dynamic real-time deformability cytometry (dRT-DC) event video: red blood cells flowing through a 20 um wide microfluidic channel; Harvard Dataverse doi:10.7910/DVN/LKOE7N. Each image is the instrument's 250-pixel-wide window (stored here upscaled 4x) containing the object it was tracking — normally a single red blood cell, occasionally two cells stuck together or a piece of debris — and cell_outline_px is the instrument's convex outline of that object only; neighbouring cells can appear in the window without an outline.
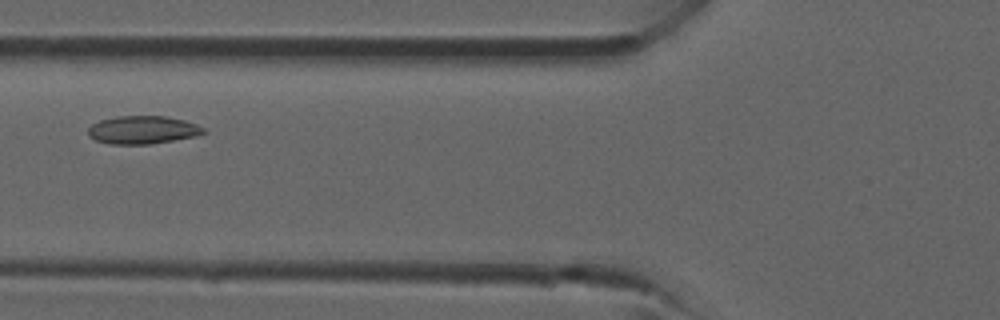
{"species": "common noctule bat (a hibernating species)", "species_latin": "Nyctalus noctula", "temperature_condition": "room temperature", "stored_images_in_passage": 35, "camera_frame_rate_fps": 3000, "um_per_image_px": 0.085, "animal": {"sex": "male", "forearm_length_mm": 52.5}, "frame": {"image": 1, "passage_image": 10, "time_ms": 3.0, "image_size_px": [1000, 320], "cell_outline_px": [[208, 132], [196, 136], [148, 144], [108, 144], [96, 140], [88, 136], [88, 128], [92, 124], [100, 120], [116, 116], [168, 116], [184, 120], [196, 124], [204, 128]], "centroid_in_image_um": [12.12, 11.03], "position_along_channel_um": 113.7, "area_um2": 18.9}}
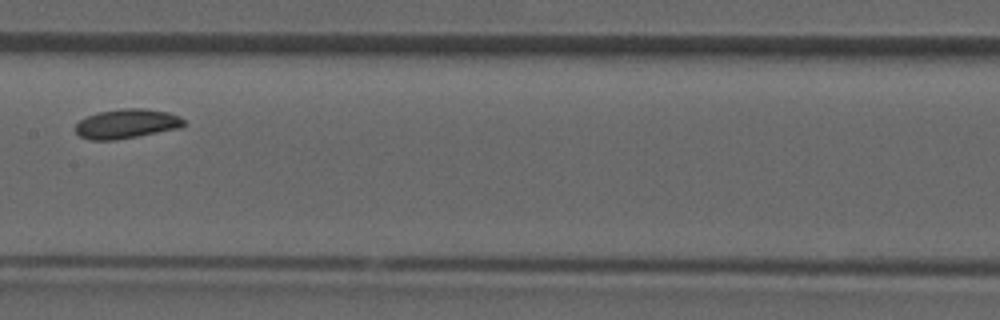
{"frame": {"image": 2, "passage_image": 15, "time_ms": 4.667, "image_size_px": [1000, 320], "cell_outline_px": [[184, 124], [180, 128], [116, 140], [88, 140], [80, 136], [76, 132], [76, 124], [80, 120], [96, 112], [120, 108], [144, 108], [168, 112], [180, 116], [184, 120]], "centroid_in_image_um": [10.76, 10.51], "position_along_channel_um": 196.6, "area_um2": 18.67}}
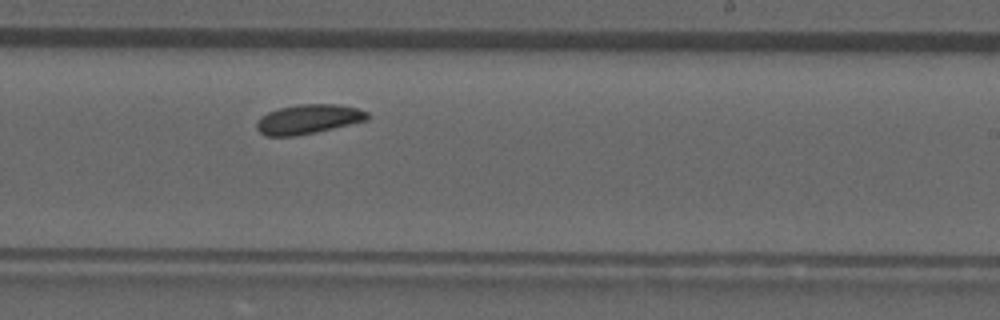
{"frame": {"image": 3, "passage_image": 19, "time_ms": 6.0, "image_size_px": [1000, 320], "cell_outline_px": [[368, 120], [316, 132], [296, 136], [264, 136], [256, 128], [256, 124], [268, 112], [280, 108], [296, 104], [340, 104], [356, 108], [368, 112]], "centroid_in_image_um": [26.22, 10.13], "position_along_channel_um": 262.8, "area_um2": 18.9}}